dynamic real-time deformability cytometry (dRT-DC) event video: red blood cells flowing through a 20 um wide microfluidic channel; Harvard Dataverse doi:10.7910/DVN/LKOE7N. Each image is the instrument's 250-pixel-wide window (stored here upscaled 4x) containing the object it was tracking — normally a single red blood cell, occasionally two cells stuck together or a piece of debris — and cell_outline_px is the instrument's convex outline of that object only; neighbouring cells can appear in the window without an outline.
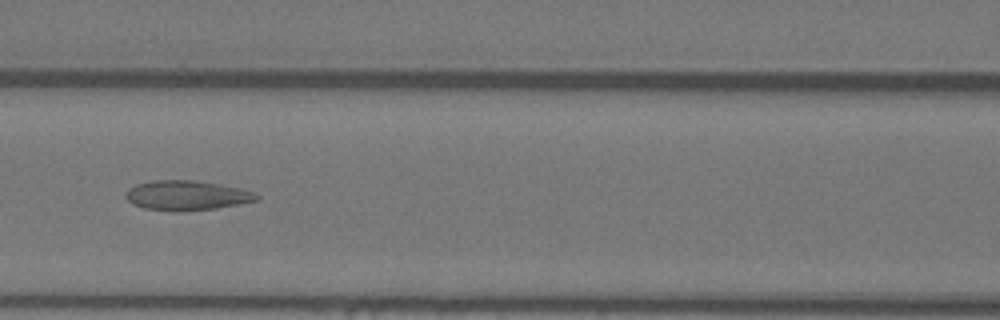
{"species": "Egyptian fruit bat (a non-hibernating species)", "species_latin": "Rousettus aegyptiacus", "temperature_condition": "warm", "stored_images_in_passage": 7, "camera_frame_rate_fps": 3000, "um_per_image_px": 0.085, "animal": {"sex": "female"}, "frame": {"image": 1, "passage_image": 5, "time_ms": 1.333, "image_size_px": [1000, 320], "cell_outline_px": [[260, 200], [240, 204], [216, 208], [176, 212], [172, 212], [144, 208], [132, 204], [128, 200], [128, 188], [136, 184], [152, 180], [192, 180], [220, 184], [240, 188], [252, 192], [260, 196]], "centroid_in_image_um": [15.89, 16.62], "position_along_channel_um": 150.7, "area_um2": 22.72}}
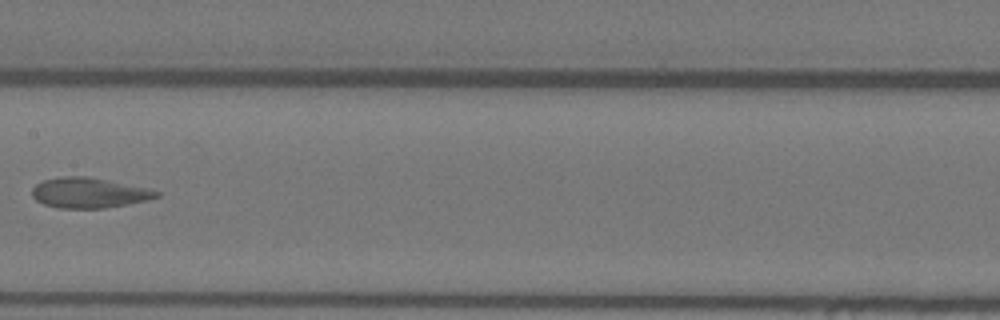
{"frame": {"image": 2, "passage_image": 6, "time_ms": 1.667, "image_size_px": [1000, 320], "cell_outline_px": [[160, 196], [128, 204], [104, 208], [60, 208], [44, 204], [36, 200], [32, 196], [32, 188], [36, 184], [44, 180], [64, 176], [84, 176], [148, 188], [160, 192]], "centroid_in_image_um": [7.54, 16.39], "position_along_channel_um": 199.9, "area_um2": 21.62}}
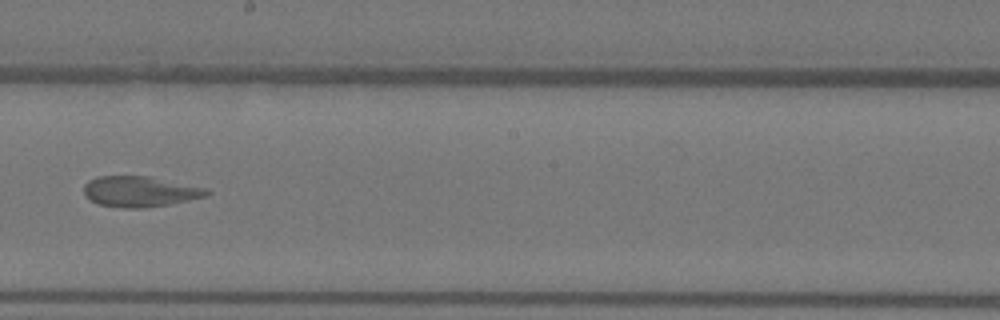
{"frame": {"image": 3, "passage_image": 7, "time_ms": 2.0, "image_size_px": [1000, 320], "cell_outline_px": [[212, 192], [208, 196], [168, 204], [144, 208], [120, 208], [100, 204], [84, 196], [84, 184], [88, 180], [96, 176], [148, 176], [208, 188]], "centroid_in_image_um": [11.9, 16.27], "position_along_channel_um": 236.3, "area_um2": 22.02}}